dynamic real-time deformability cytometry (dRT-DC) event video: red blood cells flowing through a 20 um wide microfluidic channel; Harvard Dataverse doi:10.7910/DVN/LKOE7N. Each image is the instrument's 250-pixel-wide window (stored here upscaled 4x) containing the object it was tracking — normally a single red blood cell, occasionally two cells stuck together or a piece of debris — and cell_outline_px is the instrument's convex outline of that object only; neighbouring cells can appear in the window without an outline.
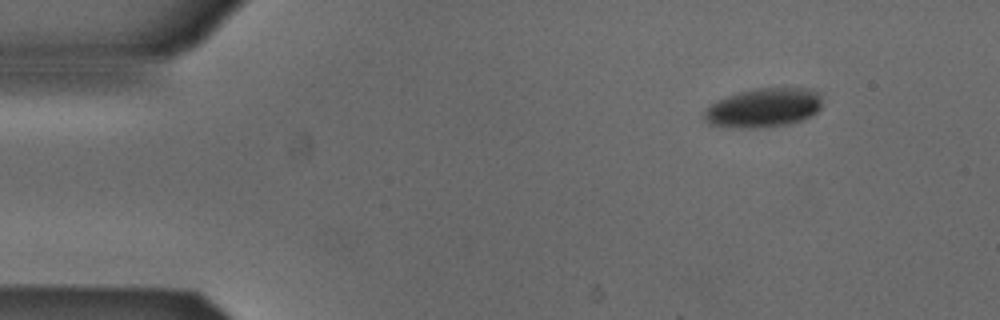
{"species": "Egyptian fruit bat (a non-hibernating species)", "species_latin": "Rousettus aegyptiacus", "temperature_condition": "cold", "stored_images_in_passage": 36, "camera_frame_rate_fps": 3000, "um_per_image_px": 0.085, "animal": {"sex": "male"}, "frame": {"image": 1, "passage_image": 1, "time_ms": 0.0, "image_size_px": [1000, 320], "cell_outline_px": [[820, 108], [816, 112], [800, 120], [788, 124], [744, 128], [708, 124], [704, 120], [704, 112], [716, 100], [724, 96], [736, 92], [756, 88], [812, 88], [820, 96]], "centroid_in_image_um": [64.86, 9.13], "position_along_channel_um": 20.1, "area_um2": 26.59}}
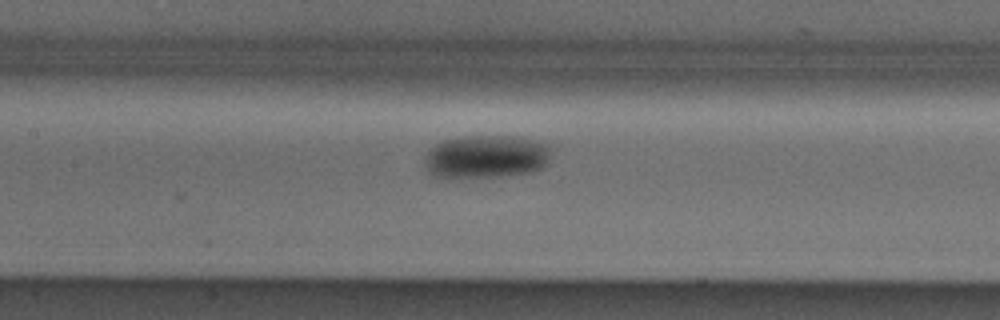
{"frame": {"image": 2, "passage_image": 19, "time_ms": 6.0, "image_size_px": [1000, 320], "cell_outline_px": [[548, 160], [540, 168], [528, 172], [500, 176], [456, 180], [448, 180], [432, 176], [428, 172], [424, 160], [424, 156], [436, 144], [444, 140], [464, 136], [516, 136], [548, 144]], "centroid_in_image_um": [41.21, 13.35], "position_along_channel_um": 166.2, "area_um2": 32.19}}
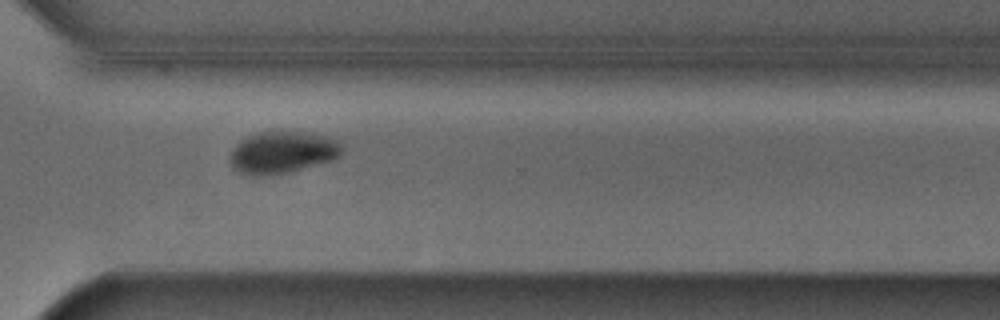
{"frame": {"image": 3, "passage_image": 33, "time_ms": 10.667, "image_size_px": [1000, 320], "cell_outline_px": [[340, 156], [332, 160], [284, 172], [256, 176], [252, 176], [240, 172], [232, 168], [232, 148], [240, 140], [256, 132], [312, 132], [336, 140], [340, 144]], "centroid_in_image_um": [23.97, 12.93], "position_along_channel_um": 346.6, "area_um2": 26.76}, "authors_computed_cell_mechanics": {"area_um2": 29.9115, "velocity_mm_per_s": 3.8704, "shape_relaxation_time_tau1_ms": 4.5326, "shape_relaxation_time_tau2_ms": null, "deformation_change_tau1": 0.102, "deformation_change_tau2": null}}